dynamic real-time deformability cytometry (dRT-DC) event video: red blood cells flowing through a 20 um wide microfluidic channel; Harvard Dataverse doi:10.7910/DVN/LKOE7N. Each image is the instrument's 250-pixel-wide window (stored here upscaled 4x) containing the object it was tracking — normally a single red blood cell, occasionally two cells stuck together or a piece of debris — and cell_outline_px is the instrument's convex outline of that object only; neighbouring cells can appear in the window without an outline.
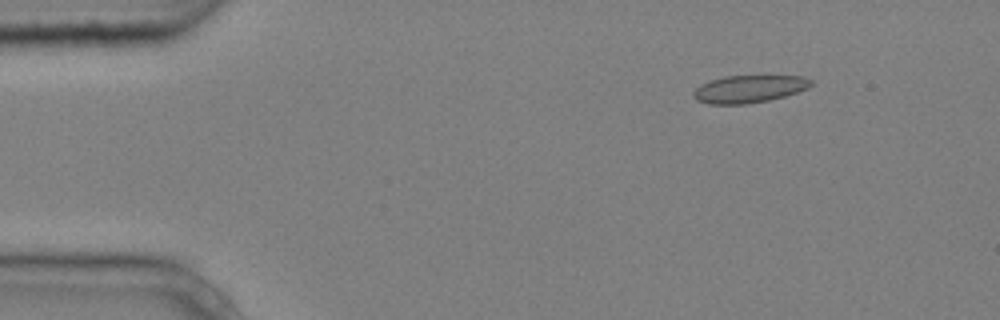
{"species": "common noctule bat (a hibernating species)", "species_latin": "Nyctalus noctula", "temperature_condition": "cold", "stored_images_in_passage": 6, "camera_frame_rate_fps": 3000, "um_per_image_px": 0.085, "animal": {"sex": "male", "body_mass_g": 20.4}, "frame": {"image": 1, "passage_image": 2, "time_ms": 0.333, "image_size_px": [1000, 320], "cell_outline_px": [[812, 84], [808, 88], [784, 96], [768, 100], [748, 104], [708, 104], [696, 100], [692, 96], [692, 92], [700, 84], [724, 76], [804, 76], [812, 80]], "centroid_in_image_um": [63.64, 7.56], "position_along_channel_um": 21.4, "area_um2": 18.84}}
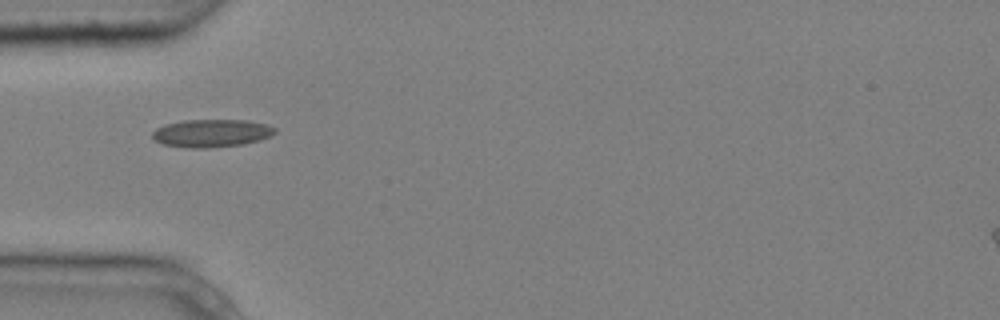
{"frame": {"image": 2, "passage_image": 5, "time_ms": 1.333, "image_size_px": [1000, 320], "cell_outline_px": [[276, 132], [260, 140], [244, 144], [204, 148], [192, 148], [164, 144], [152, 140], [152, 132], [156, 128], [164, 124], [184, 120], [248, 120], [264, 124], [276, 128]], "centroid_in_image_um": [17.94, 11.31], "position_along_channel_um": 67.1, "area_um2": 19.83}}
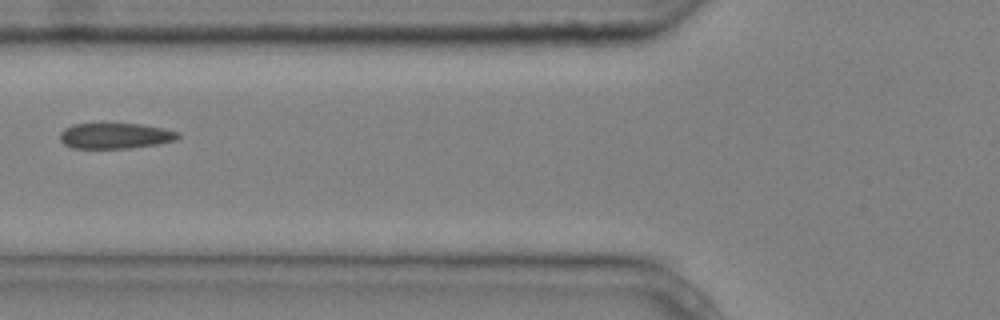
{"frame": {"image": 3, "passage_image": 6, "time_ms": 1.667, "image_size_px": [1000, 320], "cell_outline_px": [[180, 136], [176, 140], [156, 144], [128, 148], [72, 148], [64, 144], [60, 140], [60, 132], [64, 128], [72, 124], [140, 124], [160, 128], [176, 132]], "centroid_in_image_um": [9.73, 11.55], "position_along_channel_um": 116.1, "area_um2": 17.4}}